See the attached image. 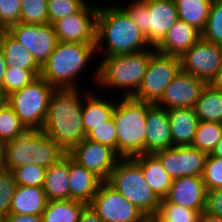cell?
<instances>
[{
	"instance_id": "cell-30",
	"label": "cell",
	"mask_w": 222,
	"mask_h": 222,
	"mask_svg": "<svg viewBox=\"0 0 222 222\" xmlns=\"http://www.w3.org/2000/svg\"><path fill=\"white\" fill-rule=\"evenodd\" d=\"M86 205L76 200L48 201L42 213L43 222H78Z\"/></svg>"
},
{
	"instance_id": "cell-42",
	"label": "cell",
	"mask_w": 222,
	"mask_h": 222,
	"mask_svg": "<svg viewBox=\"0 0 222 222\" xmlns=\"http://www.w3.org/2000/svg\"><path fill=\"white\" fill-rule=\"evenodd\" d=\"M21 0H0V25L4 30L20 22Z\"/></svg>"
},
{
	"instance_id": "cell-12",
	"label": "cell",
	"mask_w": 222,
	"mask_h": 222,
	"mask_svg": "<svg viewBox=\"0 0 222 222\" xmlns=\"http://www.w3.org/2000/svg\"><path fill=\"white\" fill-rule=\"evenodd\" d=\"M179 59L181 71L210 84L222 65V45L200 38Z\"/></svg>"
},
{
	"instance_id": "cell-34",
	"label": "cell",
	"mask_w": 222,
	"mask_h": 222,
	"mask_svg": "<svg viewBox=\"0 0 222 222\" xmlns=\"http://www.w3.org/2000/svg\"><path fill=\"white\" fill-rule=\"evenodd\" d=\"M201 38L222 45V0H212L208 20Z\"/></svg>"
},
{
	"instance_id": "cell-47",
	"label": "cell",
	"mask_w": 222,
	"mask_h": 222,
	"mask_svg": "<svg viewBox=\"0 0 222 222\" xmlns=\"http://www.w3.org/2000/svg\"><path fill=\"white\" fill-rule=\"evenodd\" d=\"M198 222H222V218L210 215L207 212L203 211L202 213H200Z\"/></svg>"
},
{
	"instance_id": "cell-24",
	"label": "cell",
	"mask_w": 222,
	"mask_h": 222,
	"mask_svg": "<svg viewBox=\"0 0 222 222\" xmlns=\"http://www.w3.org/2000/svg\"><path fill=\"white\" fill-rule=\"evenodd\" d=\"M69 155L46 169L43 189L48 201L70 200Z\"/></svg>"
},
{
	"instance_id": "cell-10",
	"label": "cell",
	"mask_w": 222,
	"mask_h": 222,
	"mask_svg": "<svg viewBox=\"0 0 222 222\" xmlns=\"http://www.w3.org/2000/svg\"><path fill=\"white\" fill-rule=\"evenodd\" d=\"M180 70L179 57L160 53L151 47L147 70L133 98L156 105Z\"/></svg>"
},
{
	"instance_id": "cell-48",
	"label": "cell",
	"mask_w": 222,
	"mask_h": 222,
	"mask_svg": "<svg viewBox=\"0 0 222 222\" xmlns=\"http://www.w3.org/2000/svg\"><path fill=\"white\" fill-rule=\"evenodd\" d=\"M215 89L222 91V65L219 68L216 77L210 83Z\"/></svg>"
},
{
	"instance_id": "cell-38",
	"label": "cell",
	"mask_w": 222,
	"mask_h": 222,
	"mask_svg": "<svg viewBox=\"0 0 222 222\" xmlns=\"http://www.w3.org/2000/svg\"><path fill=\"white\" fill-rule=\"evenodd\" d=\"M89 1L87 0H48V23L79 12Z\"/></svg>"
},
{
	"instance_id": "cell-33",
	"label": "cell",
	"mask_w": 222,
	"mask_h": 222,
	"mask_svg": "<svg viewBox=\"0 0 222 222\" xmlns=\"http://www.w3.org/2000/svg\"><path fill=\"white\" fill-rule=\"evenodd\" d=\"M26 131V127L8 104L0 107V140L3 143L14 140Z\"/></svg>"
},
{
	"instance_id": "cell-37",
	"label": "cell",
	"mask_w": 222,
	"mask_h": 222,
	"mask_svg": "<svg viewBox=\"0 0 222 222\" xmlns=\"http://www.w3.org/2000/svg\"><path fill=\"white\" fill-rule=\"evenodd\" d=\"M46 169L47 168L39 165L27 164L15 168L12 172L17 185L43 188Z\"/></svg>"
},
{
	"instance_id": "cell-43",
	"label": "cell",
	"mask_w": 222,
	"mask_h": 222,
	"mask_svg": "<svg viewBox=\"0 0 222 222\" xmlns=\"http://www.w3.org/2000/svg\"><path fill=\"white\" fill-rule=\"evenodd\" d=\"M205 212L222 218V187L207 191Z\"/></svg>"
},
{
	"instance_id": "cell-9",
	"label": "cell",
	"mask_w": 222,
	"mask_h": 222,
	"mask_svg": "<svg viewBox=\"0 0 222 222\" xmlns=\"http://www.w3.org/2000/svg\"><path fill=\"white\" fill-rule=\"evenodd\" d=\"M54 88L42 77L8 95L7 104L27 130H41Z\"/></svg>"
},
{
	"instance_id": "cell-26",
	"label": "cell",
	"mask_w": 222,
	"mask_h": 222,
	"mask_svg": "<svg viewBox=\"0 0 222 222\" xmlns=\"http://www.w3.org/2000/svg\"><path fill=\"white\" fill-rule=\"evenodd\" d=\"M135 158L141 163V169L149 187L160 199L165 198L173 179L164 170L160 160L153 153L140 154Z\"/></svg>"
},
{
	"instance_id": "cell-41",
	"label": "cell",
	"mask_w": 222,
	"mask_h": 222,
	"mask_svg": "<svg viewBox=\"0 0 222 222\" xmlns=\"http://www.w3.org/2000/svg\"><path fill=\"white\" fill-rule=\"evenodd\" d=\"M113 117L104 124L96 127L87 135V139L107 145L117 152V133Z\"/></svg>"
},
{
	"instance_id": "cell-51",
	"label": "cell",
	"mask_w": 222,
	"mask_h": 222,
	"mask_svg": "<svg viewBox=\"0 0 222 222\" xmlns=\"http://www.w3.org/2000/svg\"><path fill=\"white\" fill-rule=\"evenodd\" d=\"M7 98L8 96L4 92L2 85H0V107H3L4 105L7 104Z\"/></svg>"
},
{
	"instance_id": "cell-31",
	"label": "cell",
	"mask_w": 222,
	"mask_h": 222,
	"mask_svg": "<svg viewBox=\"0 0 222 222\" xmlns=\"http://www.w3.org/2000/svg\"><path fill=\"white\" fill-rule=\"evenodd\" d=\"M222 137V124L199 121L192 146L210 154Z\"/></svg>"
},
{
	"instance_id": "cell-40",
	"label": "cell",
	"mask_w": 222,
	"mask_h": 222,
	"mask_svg": "<svg viewBox=\"0 0 222 222\" xmlns=\"http://www.w3.org/2000/svg\"><path fill=\"white\" fill-rule=\"evenodd\" d=\"M206 190L210 191L222 187V158H217L211 153L205 160L204 172L202 175Z\"/></svg>"
},
{
	"instance_id": "cell-8",
	"label": "cell",
	"mask_w": 222,
	"mask_h": 222,
	"mask_svg": "<svg viewBox=\"0 0 222 222\" xmlns=\"http://www.w3.org/2000/svg\"><path fill=\"white\" fill-rule=\"evenodd\" d=\"M151 47H156L179 19L174 0H134L120 5Z\"/></svg>"
},
{
	"instance_id": "cell-44",
	"label": "cell",
	"mask_w": 222,
	"mask_h": 222,
	"mask_svg": "<svg viewBox=\"0 0 222 222\" xmlns=\"http://www.w3.org/2000/svg\"><path fill=\"white\" fill-rule=\"evenodd\" d=\"M78 222H104L90 204L81 211Z\"/></svg>"
},
{
	"instance_id": "cell-2",
	"label": "cell",
	"mask_w": 222,
	"mask_h": 222,
	"mask_svg": "<svg viewBox=\"0 0 222 222\" xmlns=\"http://www.w3.org/2000/svg\"><path fill=\"white\" fill-rule=\"evenodd\" d=\"M101 6L99 4L96 16V51L103 52L100 56L136 53L151 48L120 3Z\"/></svg>"
},
{
	"instance_id": "cell-6",
	"label": "cell",
	"mask_w": 222,
	"mask_h": 222,
	"mask_svg": "<svg viewBox=\"0 0 222 222\" xmlns=\"http://www.w3.org/2000/svg\"><path fill=\"white\" fill-rule=\"evenodd\" d=\"M66 155L67 152L42 130H27L4 143V164L9 171L27 164L48 168Z\"/></svg>"
},
{
	"instance_id": "cell-17",
	"label": "cell",
	"mask_w": 222,
	"mask_h": 222,
	"mask_svg": "<svg viewBox=\"0 0 222 222\" xmlns=\"http://www.w3.org/2000/svg\"><path fill=\"white\" fill-rule=\"evenodd\" d=\"M206 84L202 79L180 70L156 105L166 110L193 108Z\"/></svg>"
},
{
	"instance_id": "cell-16",
	"label": "cell",
	"mask_w": 222,
	"mask_h": 222,
	"mask_svg": "<svg viewBox=\"0 0 222 222\" xmlns=\"http://www.w3.org/2000/svg\"><path fill=\"white\" fill-rule=\"evenodd\" d=\"M67 154L103 182L109 179L121 158L113 148L87 138L75 145Z\"/></svg>"
},
{
	"instance_id": "cell-3",
	"label": "cell",
	"mask_w": 222,
	"mask_h": 222,
	"mask_svg": "<svg viewBox=\"0 0 222 222\" xmlns=\"http://www.w3.org/2000/svg\"><path fill=\"white\" fill-rule=\"evenodd\" d=\"M150 60V49L136 53L103 57L91 78L98 89L123 90L122 96L133 97L144 78Z\"/></svg>"
},
{
	"instance_id": "cell-53",
	"label": "cell",
	"mask_w": 222,
	"mask_h": 222,
	"mask_svg": "<svg viewBox=\"0 0 222 222\" xmlns=\"http://www.w3.org/2000/svg\"><path fill=\"white\" fill-rule=\"evenodd\" d=\"M5 30L2 28V26L0 25V39H1V36H2V33L4 32Z\"/></svg>"
},
{
	"instance_id": "cell-49",
	"label": "cell",
	"mask_w": 222,
	"mask_h": 222,
	"mask_svg": "<svg viewBox=\"0 0 222 222\" xmlns=\"http://www.w3.org/2000/svg\"><path fill=\"white\" fill-rule=\"evenodd\" d=\"M6 170L4 164V143L0 140V173Z\"/></svg>"
},
{
	"instance_id": "cell-27",
	"label": "cell",
	"mask_w": 222,
	"mask_h": 222,
	"mask_svg": "<svg viewBox=\"0 0 222 222\" xmlns=\"http://www.w3.org/2000/svg\"><path fill=\"white\" fill-rule=\"evenodd\" d=\"M0 46L3 49L5 62L9 68L17 67L23 70H31L38 77L41 67L37 64L31 52L6 30L2 33Z\"/></svg>"
},
{
	"instance_id": "cell-29",
	"label": "cell",
	"mask_w": 222,
	"mask_h": 222,
	"mask_svg": "<svg viewBox=\"0 0 222 222\" xmlns=\"http://www.w3.org/2000/svg\"><path fill=\"white\" fill-rule=\"evenodd\" d=\"M178 17L202 32L208 20L212 0H174Z\"/></svg>"
},
{
	"instance_id": "cell-18",
	"label": "cell",
	"mask_w": 222,
	"mask_h": 222,
	"mask_svg": "<svg viewBox=\"0 0 222 222\" xmlns=\"http://www.w3.org/2000/svg\"><path fill=\"white\" fill-rule=\"evenodd\" d=\"M207 190L202 176H186L172 181L165 199L200 213L206 208Z\"/></svg>"
},
{
	"instance_id": "cell-7",
	"label": "cell",
	"mask_w": 222,
	"mask_h": 222,
	"mask_svg": "<svg viewBox=\"0 0 222 222\" xmlns=\"http://www.w3.org/2000/svg\"><path fill=\"white\" fill-rule=\"evenodd\" d=\"M147 217L158 213L161 199L145 181L141 163L135 158H120L106 181Z\"/></svg>"
},
{
	"instance_id": "cell-35",
	"label": "cell",
	"mask_w": 222,
	"mask_h": 222,
	"mask_svg": "<svg viewBox=\"0 0 222 222\" xmlns=\"http://www.w3.org/2000/svg\"><path fill=\"white\" fill-rule=\"evenodd\" d=\"M20 23H48V0H21Z\"/></svg>"
},
{
	"instance_id": "cell-19",
	"label": "cell",
	"mask_w": 222,
	"mask_h": 222,
	"mask_svg": "<svg viewBox=\"0 0 222 222\" xmlns=\"http://www.w3.org/2000/svg\"><path fill=\"white\" fill-rule=\"evenodd\" d=\"M173 147L167 110L153 104L147 111L146 153Z\"/></svg>"
},
{
	"instance_id": "cell-45",
	"label": "cell",
	"mask_w": 222,
	"mask_h": 222,
	"mask_svg": "<svg viewBox=\"0 0 222 222\" xmlns=\"http://www.w3.org/2000/svg\"><path fill=\"white\" fill-rule=\"evenodd\" d=\"M5 222H43L42 215L8 214Z\"/></svg>"
},
{
	"instance_id": "cell-21",
	"label": "cell",
	"mask_w": 222,
	"mask_h": 222,
	"mask_svg": "<svg viewBox=\"0 0 222 222\" xmlns=\"http://www.w3.org/2000/svg\"><path fill=\"white\" fill-rule=\"evenodd\" d=\"M70 200L90 204L103 182L92 171L79 165L69 156Z\"/></svg>"
},
{
	"instance_id": "cell-13",
	"label": "cell",
	"mask_w": 222,
	"mask_h": 222,
	"mask_svg": "<svg viewBox=\"0 0 222 222\" xmlns=\"http://www.w3.org/2000/svg\"><path fill=\"white\" fill-rule=\"evenodd\" d=\"M15 40L23 44L41 67L58 43L53 24L17 23L6 30Z\"/></svg>"
},
{
	"instance_id": "cell-5",
	"label": "cell",
	"mask_w": 222,
	"mask_h": 222,
	"mask_svg": "<svg viewBox=\"0 0 222 222\" xmlns=\"http://www.w3.org/2000/svg\"><path fill=\"white\" fill-rule=\"evenodd\" d=\"M152 105L133 97L117 100L112 117L117 129V154L121 158L146 153L147 111Z\"/></svg>"
},
{
	"instance_id": "cell-4",
	"label": "cell",
	"mask_w": 222,
	"mask_h": 222,
	"mask_svg": "<svg viewBox=\"0 0 222 222\" xmlns=\"http://www.w3.org/2000/svg\"><path fill=\"white\" fill-rule=\"evenodd\" d=\"M96 44L58 41L56 48L41 66L40 77L54 89L80 88L77 81L95 56ZM79 86V87H78Z\"/></svg>"
},
{
	"instance_id": "cell-28",
	"label": "cell",
	"mask_w": 222,
	"mask_h": 222,
	"mask_svg": "<svg viewBox=\"0 0 222 222\" xmlns=\"http://www.w3.org/2000/svg\"><path fill=\"white\" fill-rule=\"evenodd\" d=\"M193 109L199 121L222 124V91L206 84Z\"/></svg>"
},
{
	"instance_id": "cell-1",
	"label": "cell",
	"mask_w": 222,
	"mask_h": 222,
	"mask_svg": "<svg viewBox=\"0 0 222 222\" xmlns=\"http://www.w3.org/2000/svg\"><path fill=\"white\" fill-rule=\"evenodd\" d=\"M80 88L54 89L50 95L46 119L41 130L67 153L85 138Z\"/></svg>"
},
{
	"instance_id": "cell-54",
	"label": "cell",
	"mask_w": 222,
	"mask_h": 222,
	"mask_svg": "<svg viewBox=\"0 0 222 222\" xmlns=\"http://www.w3.org/2000/svg\"><path fill=\"white\" fill-rule=\"evenodd\" d=\"M0 222H5V218L0 217Z\"/></svg>"
},
{
	"instance_id": "cell-22",
	"label": "cell",
	"mask_w": 222,
	"mask_h": 222,
	"mask_svg": "<svg viewBox=\"0 0 222 222\" xmlns=\"http://www.w3.org/2000/svg\"><path fill=\"white\" fill-rule=\"evenodd\" d=\"M173 146H192L199 119L193 108L167 110Z\"/></svg>"
},
{
	"instance_id": "cell-39",
	"label": "cell",
	"mask_w": 222,
	"mask_h": 222,
	"mask_svg": "<svg viewBox=\"0 0 222 222\" xmlns=\"http://www.w3.org/2000/svg\"><path fill=\"white\" fill-rule=\"evenodd\" d=\"M17 183L12 171L0 173V217L6 218L10 212V205Z\"/></svg>"
},
{
	"instance_id": "cell-32",
	"label": "cell",
	"mask_w": 222,
	"mask_h": 222,
	"mask_svg": "<svg viewBox=\"0 0 222 222\" xmlns=\"http://www.w3.org/2000/svg\"><path fill=\"white\" fill-rule=\"evenodd\" d=\"M155 216L161 222H198L200 212L170 203L163 198Z\"/></svg>"
},
{
	"instance_id": "cell-15",
	"label": "cell",
	"mask_w": 222,
	"mask_h": 222,
	"mask_svg": "<svg viewBox=\"0 0 222 222\" xmlns=\"http://www.w3.org/2000/svg\"><path fill=\"white\" fill-rule=\"evenodd\" d=\"M153 154L173 180L186 176H202L208 155L193 146H173Z\"/></svg>"
},
{
	"instance_id": "cell-50",
	"label": "cell",
	"mask_w": 222,
	"mask_h": 222,
	"mask_svg": "<svg viewBox=\"0 0 222 222\" xmlns=\"http://www.w3.org/2000/svg\"><path fill=\"white\" fill-rule=\"evenodd\" d=\"M211 154L217 158H222V137Z\"/></svg>"
},
{
	"instance_id": "cell-25",
	"label": "cell",
	"mask_w": 222,
	"mask_h": 222,
	"mask_svg": "<svg viewBox=\"0 0 222 222\" xmlns=\"http://www.w3.org/2000/svg\"><path fill=\"white\" fill-rule=\"evenodd\" d=\"M48 199L42 187L17 185L9 214L42 215Z\"/></svg>"
},
{
	"instance_id": "cell-20",
	"label": "cell",
	"mask_w": 222,
	"mask_h": 222,
	"mask_svg": "<svg viewBox=\"0 0 222 222\" xmlns=\"http://www.w3.org/2000/svg\"><path fill=\"white\" fill-rule=\"evenodd\" d=\"M201 38V32L195 27L178 19L168 30L155 50L172 56L180 57Z\"/></svg>"
},
{
	"instance_id": "cell-14",
	"label": "cell",
	"mask_w": 222,
	"mask_h": 222,
	"mask_svg": "<svg viewBox=\"0 0 222 222\" xmlns=\"http://www.w3.org/2000/svg\"><path fill=\"white\" fill-rule=\"evenodd\" d=\"M90 2L79 12L53 23L58 41L96 44V16L99 5Z\"/></svg>"
},
{
	"instance_id": "cell-23",
	"label": "cell",
	"mask_w": 222,
	"mask_h": 222,
	"mask_svg": "<svg viewBox=\"0 0 222 222\" xmlns=\"http://www.w3.org/2000/svg\"><path fill=\"white\" fill-rule=\"evenodd\" d=\"M89 92L85 91L86 95L82 106V119L86 135L112 118L117 101L108 97L105 99L90 90Z\"/></svg>"
},
{
	"instance_id": "cell-11",
	"label": "cell",
	"mask_w": 222,
	"mask_h": 222,
	"mask_svg": "<svg viewBox=\"0 0 222 222\" xmlns=\"http://www.w3.org/2000/svg\"><path fill=\"white\" fill-rule=\"evenodd\" d=\"M90 205L104 222H143L147 219L139 208L106 181L100 184Z\"/></svg>"
},
{
	"instance_id": "cell-46",
	"label": "cell",
	"mask_w": 222,
	"mask_h": 222,
	"mask_svg": "<svg viewBox=\"0 0 222 222\" xmlns=\"http://www.w3.org/2000/svg\"><path fill=\"white\" fill-rule=\"evenodd\" d=\"M7 69V64L5 62L4 52L0 46V85H3L4 75Z\"/></svg>"
},
{
	"instance_id": "cell-36",
	"label": "cell",
	"mask_w": 222,
	"mask_h": 222,
	"mask_svg": "<svg viewBox=\"0 0 222 222\" xmlns=\"http://www.w3.org/2000/svg\"><path fill=\"white\" fill-rule=\"evenodd\" d=\"M37 78L38 76L31 70H23L17 67L9 68L7 66L2 87L8 96L31 84Z\"/></svg>"
},
{
	"instance_id": "cell-52",
	"label": "cell",
	"mask_w": 222,
	"mask_h": 222,
	"mask_svg": "<svg viewBox=\"0 0 222 222\" xmlns=\"http://www.w3.org/2000/svg\"><path fill=\"white\" fill-rule=\"evenodd\" d=\"M149 222H161L156 216L149 217Z\"/></svg>"
},
{
	"instance_id": "cell-55",
	"label": "cell",
	"mask_w": 222,
	"mask_h": 222,
	"mask_svg": "<svg viewBox=\"0 0 222 222\" xmlns=\"http://www.w3.org/2000/svg\"><path fill=\"white\" fill-rule=\"evenodd\" d=\"M143 222H149V217H147V219H146V220H144Z\"/></svg>"
}]
</instances>
